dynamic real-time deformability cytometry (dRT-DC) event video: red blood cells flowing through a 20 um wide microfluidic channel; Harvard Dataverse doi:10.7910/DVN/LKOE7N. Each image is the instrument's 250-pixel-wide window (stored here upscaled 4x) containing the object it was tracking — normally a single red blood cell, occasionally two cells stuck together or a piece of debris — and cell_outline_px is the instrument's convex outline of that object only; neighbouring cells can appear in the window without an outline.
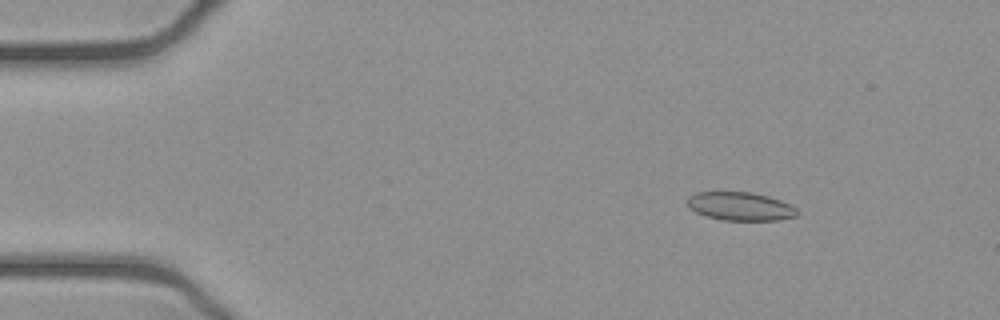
{"species": "common noctule bat (a hibernating species)", "species_latin": "Nyctalus noctula", "temperature_condition": "cold", "stored_images_in_passage": 53, "camera_frame_rate_fps": 3000, "um_per_image_px": 0.085, "animal": {"sex": "female", "body_mass_g": 21.9}, "frame": {"image": 1, "passage_image": 7, "time_ms": 2.0, "image_size_px": [1000, 320], "cell_outline_px": [[796, 216], [780, 220], [724, 220], [708, 216], [696, 212], [688, 208], [688, 196], [696, 192], [752, 192], [768, 196], [780, 200], [796, 208]], "centroid_in_image_um": [62.9, 17.53], "position_along_channel_um": 22.1, "area_um2": 18.03}}
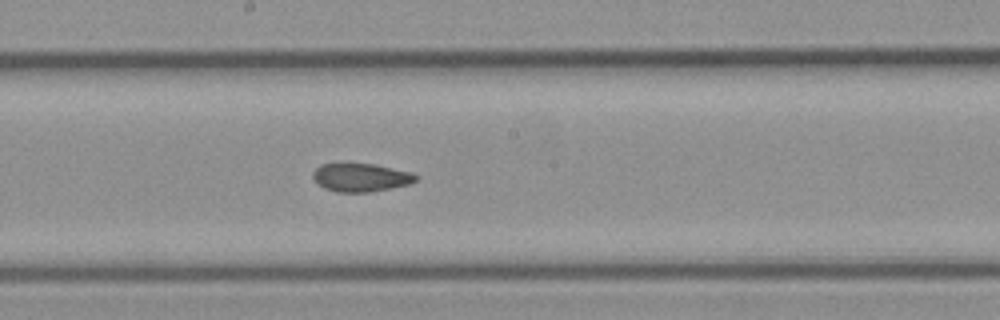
{"frame": {"image": 2, "passage_image": 28, "time_ms": 9.0, "image_size_px": [1000, 320], "cell_outline_px": [[420, 176], [416, 180], [408, 184], [368, 192], [336, 192], [324, 188], [312, 176], [312, 172], [320, 164], [372, 164], [412, 172]], "centroid_in_image_um": [30.67, 15.08], "position_along_channel_um": 217.5, "area_um2": 16.7}}
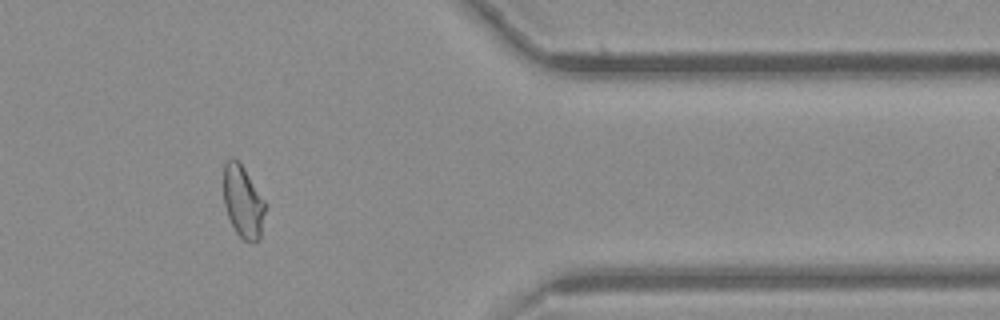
{"frame": {"image": 3, "passage_image": 43, "time_ms": 14.0, "image_size_px": [1000, 320], "cell_outline_px": [[264, 212], [260, 240], [252, 244], [244, 240], [236, 232], [228, 216], [224, 204], [224, 164], [232, 156], [244, 168], [264, 200]], "centroid_in_image_um": [20.65, 17.17], "position_along_channel_um": 390.8, "area_um2": 17.28}}